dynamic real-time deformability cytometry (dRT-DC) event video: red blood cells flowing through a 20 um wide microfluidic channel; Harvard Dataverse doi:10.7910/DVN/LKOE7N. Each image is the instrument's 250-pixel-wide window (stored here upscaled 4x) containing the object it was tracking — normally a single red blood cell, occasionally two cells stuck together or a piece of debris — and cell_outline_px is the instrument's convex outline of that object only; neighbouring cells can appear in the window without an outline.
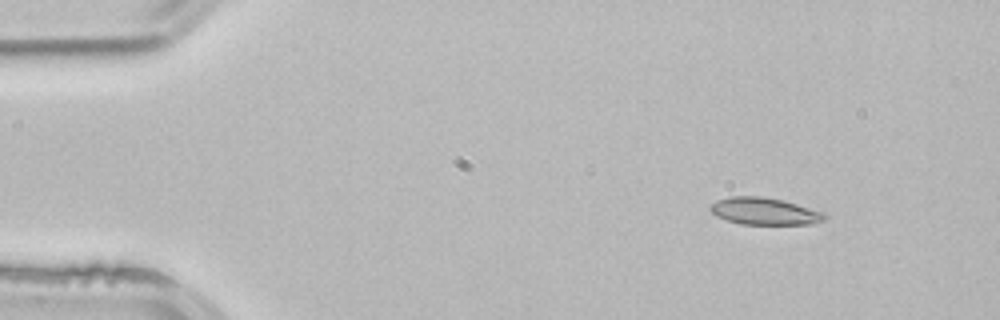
{"species": "common noctule bat (a hibernating species)", "species_latin": "Nyctalus noctula", "temperature_condition": "room temperature", "stored_images_in_passage": 47, "camera_frame_rate_fps": 3000, "um_per_image_px": 0.085, "animal": {"sex": "male", "body_mass_g": 21.5, "forearm_length_mm": 52.0}, "frame": {"image": 1, "passage_image": 1, "time_ms": 0.0, "image_size_px": [1000, 320], "cell_outline_px": [[828, 216], [824, 220], [812, 224], [740, 224], [716, 216], [708, 208], [708, 204], [716, 200], [732, 196], [760, 196], [784, 200], [824, 212]], "centroid_in_image_um": [64.96, 17.95], "position_along_channel_um": 20.0, "area_um2": 18.21}}
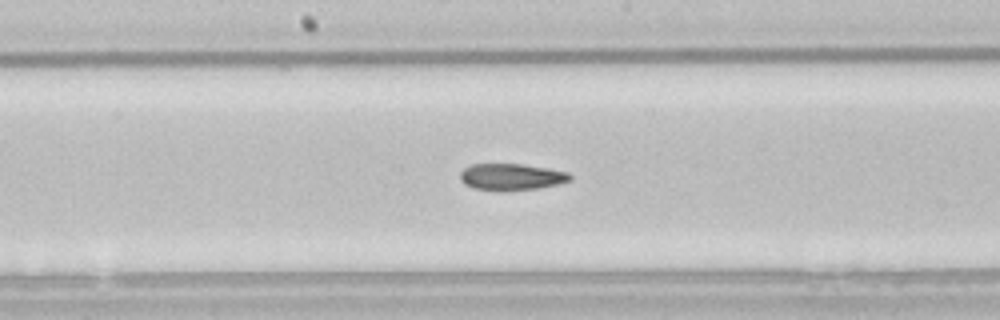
{"frame": {"image": 2, "passage_image": 22, "time_ms": 7.0, "image_size_px": [1000, 320], "cell_outline_px": [[572, 180], [556, 184], [536, 188], [500, 192], [496, 192], [472, 188], [464, 184], [460, 180], [460, 172], [464, 168], [472, 164], [524, 164], [548, 168], [568, 172], [572, 176]], "centroid_in_image_um": [43.43, 15.05], "position_along_channel_um": 204.8, "area_um2": 17.34}}
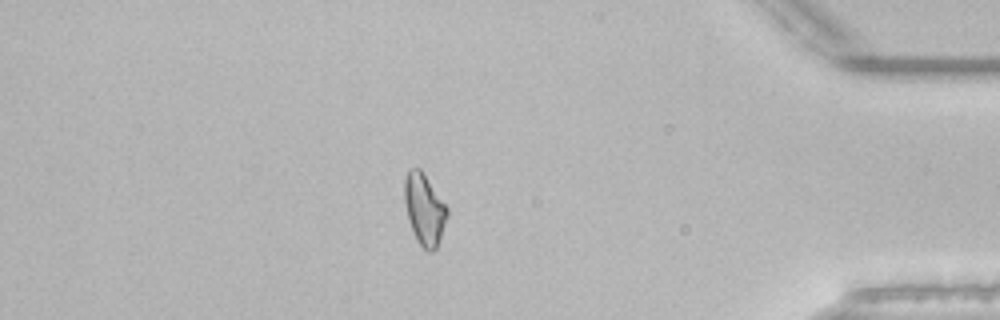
{"frame": {"image": 3, "passage_image": 40, "time_ms": 13.0, "image_size_px": [1000, 320], "cell_outline_px": [[448, 216], [436, 248], [432, 252], [428, 252], [416, 240], [408, 220], [404, 200], [404, 176], [408, 168], [420, 168], [448, 208]], "centroid_in_image_um": [36.05, 17.77], "position_along_channel_um": 399.2, "area_um2": 17.74}, "authors_computed_cell_mechanics": {"area_um2": 17.8024, "velocity_mm_per_s": 3.8863, "shape_relaxation_time_tau1_ms": null, "shape_relaxation_time_tau2_ms": 8.1944, "deformation_change_tau1": null, "deformation_change_tau2": 0.1666}}